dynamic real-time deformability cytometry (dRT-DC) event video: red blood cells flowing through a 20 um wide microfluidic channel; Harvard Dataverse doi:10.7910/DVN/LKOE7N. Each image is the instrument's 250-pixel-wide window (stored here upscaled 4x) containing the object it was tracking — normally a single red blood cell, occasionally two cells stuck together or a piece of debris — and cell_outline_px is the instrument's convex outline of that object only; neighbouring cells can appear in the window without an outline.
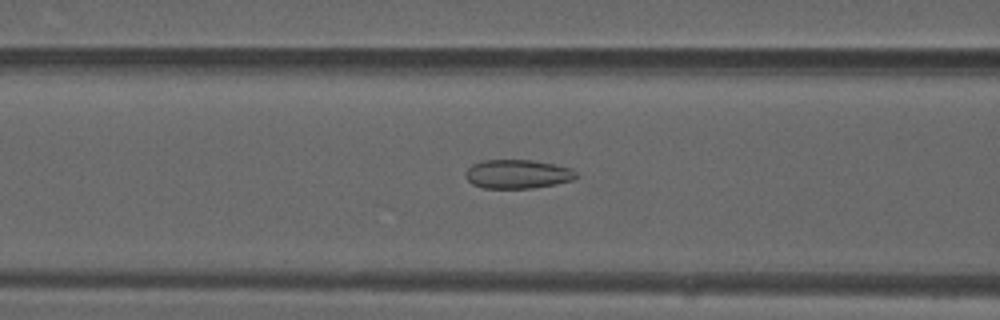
{"species": "common noctule bat (a hibernating species)", "species_latin": "Nyctalus noctula", "temperature_condition": "warm", "stored_images_in_passage": 45, "camera_frame_rate_fps": 3000, "um_per_image_px": 0.085, "animal": {"sex": "male", "forearm_length_mm": 52.5}, "frame": {"image": 1, "passage_image": 16, "time_ms": 5.0, "image_size_px": [1000, 320], "cell_outline_px": [[580, 176], [576, 180], [556, 184], [532, 188], [484, 188], [472, 184], [464, 176], [464, 172], [472, 164], [480, 160], [532, 160], [556, 164], [572, 168]], "centroid_in_image_um": [44.03, 14.79], "position_along_channel_um": 122.6, "area_um2": 19.02}}
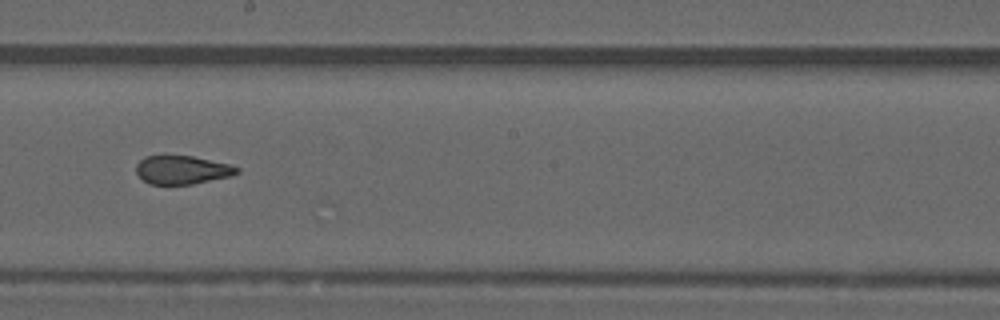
{"frame": {"image": 2, "passage_image": 24, "time_ms": 7.667, "image_size_px": [1000, 320], "cell_outline_px": [[240, 172], [232, 176], [192, 184], [148, 184], [136, 172], [136, 164], [144, 156], [164, 152], [192, 156], [228, 164], [240, 168]], "centroid_in_image_um": [15.44, 14.39], "position_along_channel_um": 232.8, "area_um2": 17.34}}
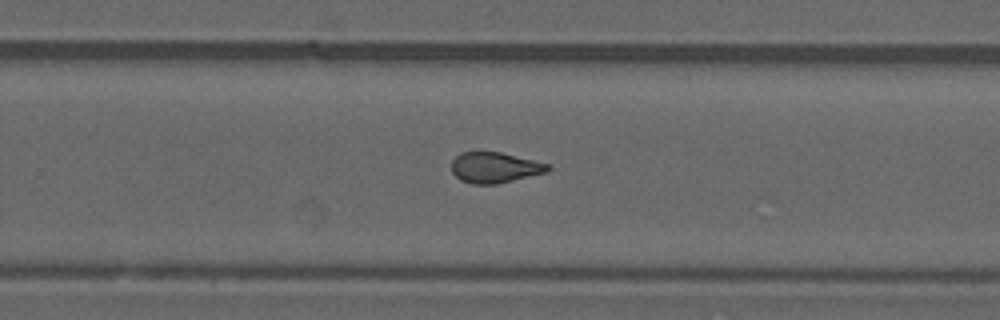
{"frame": {"image": 3, "passage_image": 28, "time_ms": 9.0, "image_size_px": [1000, 320], "cell_outline_px": [[552, 168], [548, 172], [496, 184], [472, 184], [460, 180], [452, 172], [452, 160], [460, 152], [476, 148], [500, 152], [552, 164]], "centroid_in_image_um": [42.04, 14.19], "position_along_channel_um": 287.8, "area_um2": 17.92}, "authors_computed_cell_mechanics": {"area_um2": 18.207, "velocity_mm_per_s": 4.1408, "shape_relaxation_time_tau1_ms": null, "shape_relaxation_time_tau2_ms": 1.2527, "deformation_change_tau1": null, "deformation_change_tau2": 0.0897}}